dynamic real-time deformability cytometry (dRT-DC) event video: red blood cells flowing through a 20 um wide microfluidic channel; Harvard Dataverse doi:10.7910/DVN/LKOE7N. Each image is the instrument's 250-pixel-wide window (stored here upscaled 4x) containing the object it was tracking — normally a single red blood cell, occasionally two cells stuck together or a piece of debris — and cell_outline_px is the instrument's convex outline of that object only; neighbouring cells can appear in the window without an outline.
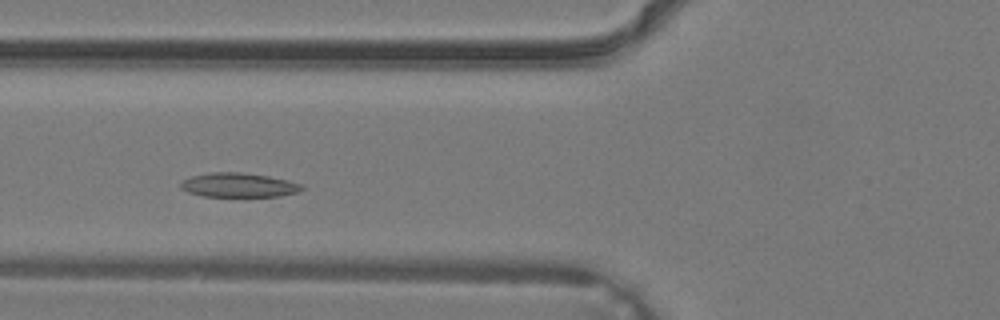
{"species": "common noctule bat (a hibernating species)", "species_latin": "Nyctalus noctula", "temperature_condition": "warm", "stored_images_in_passage": 28, "camera_frame_rate_fps": 3000, "um_per_image_px": 0.085, "animal": {"sex": "male", "body_mass_g": 19.2, "forearm_length_mm": 51.8}, "frame": {"image": 1, "passage_image": 9, "time_ms": 2.667, "image_size_px": [1000, 320], "cell_outline_px": [[304, 188], [300, 192], [280, 196], [204, 196], [188, 192], [180, 188], [180, 184], [184, 180], [192, 176], [212, 172], [240, 172], [268, 176], [288, 180], [300, 184]], "centroid_in_image_um": [20.3, 15.73], "position_along_channel_um": 105.5, "area_um2": 16.99}}
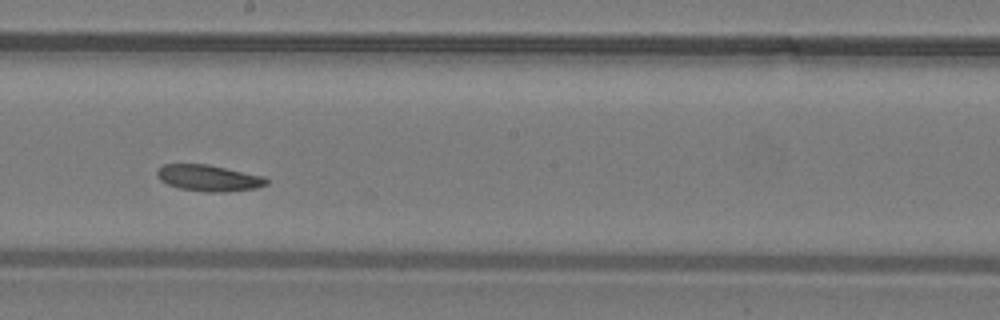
{"frame": {"image": 2, "passage_image": 16, "time_ms": 5.0, "image_size_px": [1000, 320], "cell_outline_px": [[268, 184], [256, 188], [224, 192], [208, 192], [180, 188], [168, 184], [160, 180], [156, 176], [156, 172], [164, 164], [208, 164], [264, 176], [268, 180]], "centroid_in_image_um": [17.75, 15.13], "position_along_channel_um": 230.5, "area_um2": 16.7}}
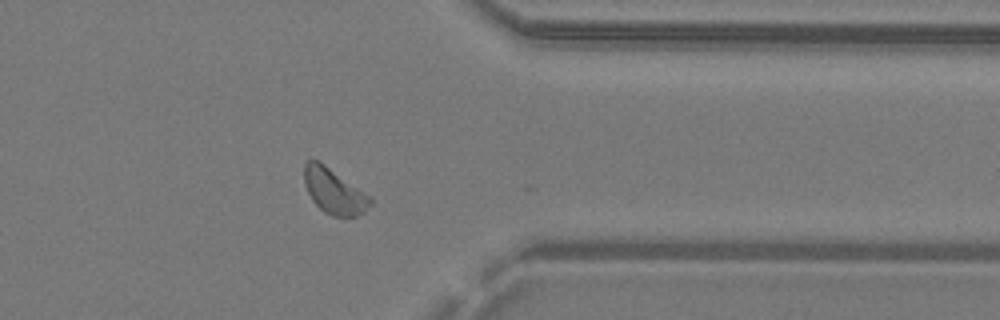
{"frame": {"image": 3, "passage_image": 25, "time_ms": 8.0, "image_size_px": [1000, 320], "cell_outline_px": [[372, 204], [364, 212], [356, 216], [332, 216], [324, 212], [312, 200], [304, 184], [304, 164], [308, 160], [316, 160], [324, 164], [372, 196]], "centroid_in_image_um": [28.41, 16.26], "position_along_channel_um": 383.0, "area_um2": 17.46}}